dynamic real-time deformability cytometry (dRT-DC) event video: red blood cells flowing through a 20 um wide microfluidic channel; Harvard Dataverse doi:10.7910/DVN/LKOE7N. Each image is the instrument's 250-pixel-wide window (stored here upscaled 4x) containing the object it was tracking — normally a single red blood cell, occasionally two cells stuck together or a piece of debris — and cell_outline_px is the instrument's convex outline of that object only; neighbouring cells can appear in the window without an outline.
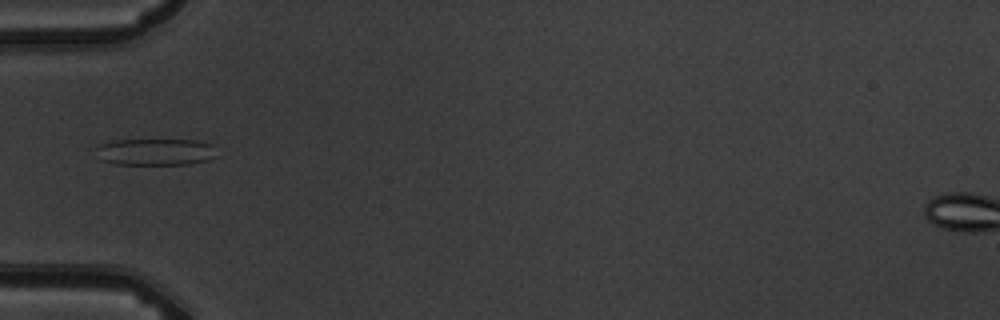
{"species": "common noctule bat (a hibernating species)", "species_latin": "Nyctalus noctula", "temperature_condition": "warm", "stored_images_in_passage": 4, "camera_frame_rate_fps": 3000, "um_per_image_px": 0.085, "animal": {"sex": "male", "body_mass_g": 19.5, "forearm_length_mm": 54.6}, "frame": {"image": 1, "passage_image": 1, "time_ms": 0.0, "image_size_px": [1000, 320], "cell_outline_px": [[216, 156], [208, 160], [188, 164], [116, 164], [100, 160], [96, 148], [100, 144], [112, 140], [196, 140], [212, 144]], "centroid_in_image_um": [13.2, 12.91], "position_along_channel_um": 71.8, "area_um2": 18.79}}
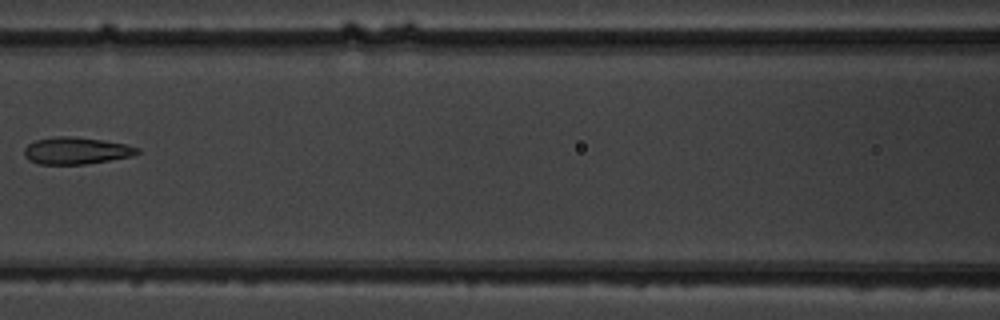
{"frame": {"image": 2, "passage_image": 3, "time_ms": 2.333, "image_size_px": [1000, 320], "cell_outline_px": [[140, 152], [132, 156], [84, 164], [40, 164], [28, 160], [24, 156], [24, 148], [28, 144], [36, 140], [56, 136], [72, 136], [104, 140], [128, 144], [140, 148]], "centroid_in_image_um": [6.48, 12.8], "position_along_channel_um": 160.1, "area_um2": 17.86}}
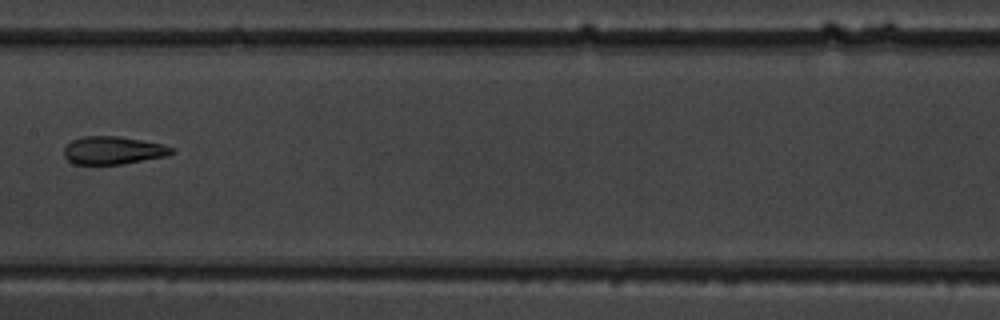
{"frame": {"image": 3, "passage_image": 4, "time_ms": 3.333, "image_size_px": [1000, 320], "cell_outline_px": [[176, 152], [168, 156], [120, 164], [72, 164], [64, 156], [64, 148], [72, 140], [84, 136], [116, 136], [164, 144], [176, 148]], "centroid_in_image_um": [9.65, 12.78], "position_along_channel_um": 197.7, "area_um2": 17.57}}